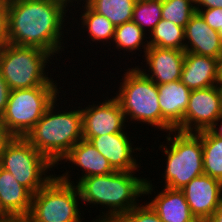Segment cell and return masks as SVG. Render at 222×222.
Instances as JSON below:
<instances>
[{
	"label": "cell",
	"mask_w": 222,
	"mask_h": 222,
	"mask_svg": "<svg viewBox=\"0 0 222 222\" xmlns=\"http://www.w3.org/2000/svg\"><path fill=\"white\" fill-rule=\"evenodd\" d=\"M68 11L59 0H8V43L40 48L56 60L66 48L64 33H70Z\"/></svg>",
	"instance_id": "obj_1"
},
{
	"label": "cell",
	"mask_w": 222,
	"mask_h": 222,
	"mask_svg": "<svg viewBox=\"0 0 222 222\" xmlns=\"http://www.w3.org/2000/svg\"><path fill=\"white\" fill-rule=\"evenodd\" d=\"M135 171H114L80 179L76 184L81 201L104 209L91 222H117L124 214L138 206L141 196L156 194L152 180L137 177ZM148 179V180H147ZM140 197V198H139ZM138 201V202H137ZM107 206V207H106ZM108 208V209H107ZM102 213V214H101Z\"/></svg>",
	"instance_id": "obj_2"
},
{
	"label": "cell",
	"mask_w": 222,
	"mask_h": 222,
	"mask_svg": "<svg viewBox=\"0 0 222 222\" xmlns=\"http://www.w3.org/2000/svg\"><path fill=\"white\" fill-rule=\"evenodd\" d=\"M59 99L54 100L41 119L24 137L55 167L63 164L62 159L73 146L83 139L81 106H78V109L71 108L69 111L61 110L65 107L60 108L56 104Z\"/></svg>",
	"instance_id": "obj_3"
},
{
	"label": "cell",
	"mask_w": 222,
	"mask_h": 222,
	"mask_svg": "<svg viewBox=\"0 0 222 222\" xmlns=\"http://www.w3.org/2000/svg\"><path fill=\"white\" fill-rule=\"evenodd\" d=\"M124 71L122 82L114 97L119 102L128 125L137 121L166 133L175 130L161 115L157 84L138 66L129 67Z\"/></svg>",
	"instance_id": "obj_4"
},
{
	"label": "cell",
	"mask_w": 222,
	"mask_h": 222,
	"mask_svg": "<svg viewBox=\"0 0 222 222\" xmlns=\"http://www.w3.org/2000/svg\"><path fill=\"white\" fill-rule=\"evenodd\" d=\"M50 59L54 57L40 48L7 43L0 48V72L10 90L57 87L52 73L48 77Z\"/></svg>",
	"instance_id": "obj_5"
},
{
	"label": "cell",
	"mask_w": 222,
	"mask_h": 222,
	"mask_svg": "<svg viewBox=\"0 0 222 222\" xmlns=\"http://www.w3.org/2000/svg\"><path fill=\"white\" fill-rule=\"evenodd\" d=\"M164 138L168 144L162 143L158 147L167 157L166 169L161 175L164 181L162 187L181 190L193 178L204 174L201 132L172 130Z\"/></svg>",
	"instance_id": "obj_6"
},
{
	"label": "cell",
	"mask_w": 222,
	"mask_h": 222,
	"mask_svg": "<svg viewBox=\"0 0 222 222\" xmlns=\"http://www.w3.org/2000/svg\"><path fill=\"white\" fill-rule=\"evenodd\" d=\"M0 167L10 172L32 194L56 175L49 172L54 171L55 166L24 137H6L2 141Z\"/></svg>",
	"instance_id": "obj_7"
},
{
	"label": "cell",
	"mask_w": 222,
	"mask_h": 222,
	"mask_svg": "<svg viewBox=\"0 0 222 222\" xmlns=\"http://www.w3.org/2000/svg\"><path fill=\"white\" fill-rule=\"evenodd\" d=\"M61 89L62 86L10 90L5 112L0 118L3 134L6 137H25L60 97L59 94H63Z\"/></svg>",
	"instance_id": "obj_8"
},
{
	"label": "cell",
	"mask_w": 222,
	"mask_h": 222,
	"mask_svg": "<svg viewBox=\"0 0 222 222\" xmlns=\"http://www.w3.org/2000/svg\"><path fill=\"white\" fill-rule=\"evenodd\" d=\"M80 201L76 184L63 182L55 175L33 194L29 215L32 222H83Z\"/></svg>",
	"instance_id": "obj_9"
},
{
	"label": "cell",
	"mask_w": 222,
	"mask_h": 222,
	"mask_svg": "<svg viewBox=\"0 0 222 222\" xmlns=\"http://www.w3.org/2000/svg\"><path fill=\"white\" fill-rule=\"evenodd\" d=\"M103 100L98 103L89 102L92 104L86 107L84 105V108L81 106L83 139L85 140L89 141L92 137L120 133L129 129L126 128L129 125L117 99L114 96L111 98L108 96L106 100Z\"/></svg>",
	"instance_id": "obj_10"
},
{
	"label": "cell",
	"mask_w": 222,
	"mask_h": 222,
	"mask_svg": "<svg viewBox=\"0 0 222 222\" xmlns=\"http://www.w3.org/2000/svg\"><path fill=\"white\" fill-rule=\"evenodd\" d=\"M222 115L219 86L192 90L183 118V132L198 133L207 130Z\"/></svg>",
	"instance_id": "obj_11"
},
{
	"label": "cell",
	"mask_w": 222,
	"mask_h": 222,
	"mask_svg": "<svg viewBox=\"0 0 222 222\" xmlns=\"http://www.w3.org/2000/svg\"><path fill=\"white\" fill-rule=\"evenodd\" d=\"M89 142L109 161L115 171H140L141 163L135 153L143 150V147H134L131 136L126 131L92 137Z\"/></svg>",
	"instance_id": "obj_12"
},
{
	"label": "cell",
	"mask_w": 222,
	"mask_h": 222,
	"mask_svg": "<svg viewBox=\"0 0 222 222\" xmlns=\"http://www.w3.org/2000/svg\"><path fill=\"white\" fill-rule=\"evenodd\" d=\"M181 191L199 222H206L222 200V182L205 174L193 178Z\"/></svg>",
	"instance_id": "obj_13"
},
{
	"label": "cell",
	"mask_w": 222,
	"mask_h": 222,
	"mask_svg": "<svg viewBox=\"0 0 222 222\" xmlns=\"http://www.w3.org/2000/svg\"><path fill=\"white\" fill-rule=\"evenodd\" d=\"M144 57L145 69L142 66L138 68L157 85L181 80L184 50L149 46Z\"/></svg>",
	"instance_id": "obj_14"
},
{
	"label": "cell",
	"mask_w": 222,
	"mask_h": 222,
	"mask_svg": "<svg viewBox=\"0 0 222 222\" xmlns=\"http://www.w3.org/2000/svg\"><path fill=\"white\" fill-rule=\"evenodd\" d=\"M62 161L64 162V166H66L65 163L69 161L67 164L70 163L71 167L75 164L74 167H80L81 171H83L79 178L77 176L78 180L76 179V182L71 180V174L67 169L61 175L56 174L61 181L70 184H75L82 178L107 175L115 171L109 161L85 139H81L73 146Z\"/></svg>",
	"instance_id": "obj_15"
},
{
	"label": "cell",
	"mask_w": 222,
	"mask_h": 222,
	"mask_svg": "<svg viewBox=\"0 0 222 222\" xmlns=\"http://www.w3.org/2000/svg\"><path fill=\"white\" fill-rule=\"evenodd\" d=\"M221 71L219 59L185 52L181 82L191 91L216 86L220 83Z\"/></svg>",
	"instance_id": "obj_16"
},
{
	"label": "cell",
	"mask_w": 222,
	"mask_h": 222,
	"mask_svg": "<svg viewBox=\"0 0 222 222\" xmlns=\"http://www.w3.org/2000/svg\"><path fill=\"white\" fill-rule=\"evenodd\" d=\"M184 51L214 57L222 62L220 34L212 29L198 12L184 28Z\"/></svg>",
	"instance_id": "obj_17"
},
{
	"label": "cell",
	"mask_w": 222,
	"mask_h": 222,
	"mask_svg": "<svg viewBox=\"0 0 222 222\" xmlns=\"http://www.w3.org/2000/svg\"><path fill=\"white\" fill-rule=\"evenodd\" d=\"M162 117L175 129L183 132V118L191 90L181 80L157 85Z\"/></svg>",
	"instance_id": "obj_18"
},
{
	"label": "cell",
	"mask_w": 222,
	"mask_h": 222,
	"mask_svg": "<svg viewBox=\"0 0 222 222\" xmlns=\"http://www.w3.org/2000/svg\"><path fill=\"white\" fill-rule=\"evenodd\" d=\"M163 188L161 191L157 190L155 197L147 202L162 222H199L192 214L180 189Z\"/></svg>",
	"instance_id": "obj_19"
},
{
	"label": "cell",
	"mask_w": 222,
	"mask_h": 222,
	"mask_svg": "<svg viewBox=\"0 0 222 222\" xmlns=\"http://www.w3.org/2000/svg\"><path fill=\"white\" fill-rule=\"evenodd\" d=\"M33 194L0 167V214H29Z\"/></svg>",
	"instance_id": "obj_20"
},
{
	"label": "cell",
	"mask_w": 222,
	"mask_h": 222,
	"mask_svg": "<svg viewBox=\"0 0 222 222\" xmlns=\"http://www.w3.org/2000/svg\"><path fill=\"white\" fill-rule=\"evenodd\" d=\"M82 8L76 4V7L80 8L81 10L79 13V23H77L78 27L81 25V32H83L82 35L88 32V36H86L89 40L96 42V44L101 43L104 46H112L111 43L113 42L114 35H115V25L111 23V21L106 18L105 16H102L95 11H93L86 3H81ZM84 5V6H83ZM81 23V24H80ZM85 28V29H84ZM83 29V31H82ZM99 41V42H98ZM101 41V42H100ZM106 41V43H105ZM98 42V43H97Z\"/></svg>",
	"instance_id": "obj_21"
},
{
	"label": "cell",
	"mask_w": 222,
	"mask_h": 222,
	"mask_svg": "<svg viewBox=\"0 0 222 222\" xmlns=\"http://www.w3.org/2000/svg\"><path fill=\"white\" fill-rule=\"evenodd\" d=\"M148 34L145 33L135 22L129 21L122 25L115 27V35L112 42L113 47L115 46L114 50L117 51H124V54L129 52L132 53L131 55L139 51V49H144L145 52L149 48L148 45ZM145 40V41H144ZM135 51V52H134Z\"/></svg>",
	"instance_id": "obj_22"
},
{
	"label": "cell",
	"mask_w": 222,
	"mask_h": 222,
	"mask_svg": "<svg viewBox=\"0 0 222 222\" xmlns=\"http://www.w3.org/2000/svg\"><path fill=\"white\" fill-rule=\"evenodd\" d=\"M137 0H87L86 4L96 13L108 18L115 26L132 21Z\"/></svg>",
	"instance_id": "obj_23"
},
{
	"label": "cell",
	"mask_w": 222,
	"mask_h": 222,
	"mask_svg": "<svg viewBox=\"0 0 222 222\" xmlns=\"http://www.w3.org/2000/svg\"><path fill=\"white\" fill-rule=\"evenodd\" d=\"M148 45L159 48L184 50V27L161 19L148 35Z\"/></svg>",
	"instance_id": "obj_24"
},
{
	"label": "cell",
	"mask_w": 222,
	"mask_h": 222,
	"mask_svg": "<svg viewBox=\"0 0 222 222\" xmlns=\"http://www.w3.org/2000/svg\"><path fill=\"white\" fill-rule=\"evenodd\" d=\"M204 174L222 182V138L201 131Z\"/></svg>",
	"instance_id": "obj_25"
},
{
	"label": "cell",
	"mask_w": 222,
	"mask_h": 222,
	"mask_svg": "<svg viewBox=\"0 0 222 222\" xmlns=\"http://www.w3.org/2000/svg\"><path fill=\"white\" fill-rule=\"evenodd\" d=\"M161 11L162 0H137L133 9L132 21L145 33L150 34L162 19Z\"/></svg>",
	"instance_id": "obj_26"
},
{
	"label": "cell",
	"mask_w": 222,
	"mask_h": 222,
	"mask_svg": "<svg viewBox=\"0 0 222 222\" xmlns=\"http://www.w3.org/2000/svg\"><path fill=\"white\" fill-rule=\"evenodd\" d=\"M195 13V0H162V19L172 21L180 27L185 28Z\"/></svg>",
	"instance_id": "obj_27"
},
{
	"label": "cell",
	"mask_w": 222,
	"mask_h": 222,
	"mask_svg": "<svg viewBox=\"0 0 222 222\" xmlns=\"http://www.w3.org/2000/svg\"><path fill=\"white\" fill-rule=\"evenodd\" d=\"M143 204H139L131 209L117 222H162L158 214L147 202Z\"/></svg>",
	"instance_id": "obj_28"
},
{
	"label": "cell",
	"mask_w": 222,
	"mask_h": 222,
	"mask_svg": "<svg viewBox=\"0 0 222 222\" xmlns=\"http://www.w3.org/2000/svg\"><path fill=\"white\" fill-rule=\"evenodd\" d=\"M205 22L214 30L222 28V8L196 9Z\"/></svg>",
	"instance_id": "obj_29"
},
{
	"label": "cell",
	"mask_w": 222,
	"mask_h": 222,
	"mask_svg": "<svg viewBox=\"0 0 222 222\" xmlns=\"http://www.w3.org/2000/svg\"><path fill=\"white\" fill-rule=\"evenodd\" d=\"M8 43V1H0V48Z\"/></svg>",
	"instance_id": "obj_30"
},
{
	"label": "cell",
	"mask_w": 222,
	"mask_h": 222,
	"mask_svg": "<svg viewBox=\"0 0 222 222\" xmlns=\"http://www.w3.org/2000/svg\"><path fill=\"white\" fill-rule=\"evenodd\" d=\"M9 93L10 88L0 72V118L5 112L6 105L8 103Z\"/></svg>",
	"instance_id": "obj_31"
},
{
	"label": "cell",
	"mask_w": 222,
	"mask_h": 222,
	"mask_svg": "<svg viewBox=\"0 0 222 222\" xmlns=\"http://www.w3.org/2000/svg\"><path fill=\"white\" fill-rule=\"evenodd\" d=\"M0 222H32L29 214H0Z\"/></svg>",
	"instance_id": "obj_32"
},
{
	"label": "cell",
	"mask_w": 222,
	"mask_h": 222,
	"mask_svg": "<svg viewBox=\"0 0 222 222\" xmlns=\"http://www.w3.org/2000/svg\"><path fill=\"white\" fill-rule=\"evenodd\" d=\"M222 8V0H195L196 9Z\"/></svg>",
	"instance_id": "obj_33"
},
{
	"label": "cell",
	"mask_w": 222,
	"mask_h": 222,
	"mask_svg": "<svg viewBox=\"0 0 222 222\" xmlns=\"http://www.w3.org/2000/svg\"><path fill=\"white\" fill-rule=\"evenodd\" d=\"M221 121V123H219ZM220 125H219V124ZM219 126V128H218ZM212 135L222 138V115L207 129Z\"/></svg>",
	"instance_id": "obj_34"
},
{
	"label": "cell",
	"mask_w": 222,
	"mask_h": 222,
	"mask_svg": "<svg viewBox=\"0 0 222 222\" xmlns=\"http://www.w3.org/2000/svg\"><path fill=\"white\" fill-rule=\"evenodd\" d=\"M206 222H222V200L219 203V206L216 208L214 213Z\"/></svg>",
	"instance_id": "obj_35"
},
{
	"label": "cell",
	"mask_w": 222,
	"mask_h": 222,
	"mask_svg": "<svg viewBox=\"0 0 222 222\" xmlns=\"http://www.w3.org/2000/svg\"><path fill=\"white\" fill-rule=\"evenodd\" d=\"M59 1H62L63 3H65L68 7H72V6L75 7V4H73V3H76V1H77V4H80V6H81L82 1H83L82 3L87 2V0H59Z\"/></svg>",
	"instance_id": "obj_36"
},
{
	"label": "cell",
	"mask_w": 222,
	"mask_h": 222,
	"mask_svg": "<svg viewBox=\"0 0 222 222\" xmlns=\"http://www.w3.org/2000/svg\"><path fill=\"white\" fill-rule=\"evenodd\" d=\"M6 138V136L3 134V131H2V128H1V125H0V145L2 143V141Z\"/></svg>",
	"instance_id": "obj_37"
},
{
	"label": "cell",
	"mask_w": 222,
	"mask_h": 222,
	"mask_svg": "<svg viewBox=\"0 0 222 222\" xmlns=\"http://www.w3.org/2000/svg\"><path fill=\"white\" fill-rule=\"evenodd\" d=\"M218 86H219V90H220V93H221V99H222V83H219Z\"/></svg>",
	"instance_id": "obj_38"
},
{
	"label": "cell",
	"mask_w": 222,
	"mask_h": 222,
	"mask_svg": "<svg viewBox=\"0 0 222 222\" xmlns=\"http://www.w3.org/2000/svg\"><path fill=\"white\" fill-rule=\"evenodd\" d=\"M218 33L220 34V37H221V40H222V28H220V29L218 30Z\"/></svg>",
	"instance_id": "obj_39"
}]
</instances>
